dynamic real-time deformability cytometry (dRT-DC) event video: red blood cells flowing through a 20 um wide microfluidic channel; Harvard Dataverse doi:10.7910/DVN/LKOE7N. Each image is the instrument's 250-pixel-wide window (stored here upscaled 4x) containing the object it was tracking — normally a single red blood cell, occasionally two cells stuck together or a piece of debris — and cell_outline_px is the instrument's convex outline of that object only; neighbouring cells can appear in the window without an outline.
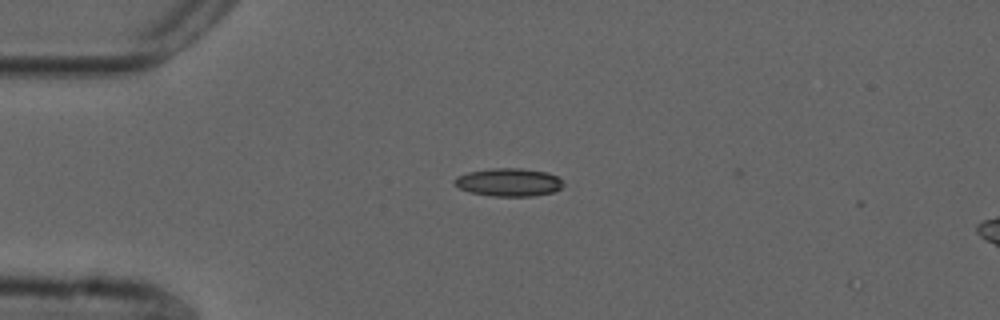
{"species": "common noctule bat (a hibernating species)", "species_latin": "Nyctalus noctula", "temperature_condition": "cold", "stored_images_in_passage": 43, "camera_frame_rate_fps": 3000, "um_per_image_px": 0.085, "animal": {"sex": "male", "forearm_length_mm": 52.5}, "frame": {"image": 1, "passage_image": 2, "time_ms": 0.333, "image_size_px": [1000, 320], "cell_outline_px": [[564, 184], [556, 192], [532, 196], [492, 196], [468, 192], [452, 184], [452, 180], [456, 176], [468, 172], [488, 168], [520, 168], [544, 172], [556, 176], [564, 180]], "centroid_in_image_um": [43.21, 15.49], "position_along_channel_um": 41.8, "area_um2": 18.03}}
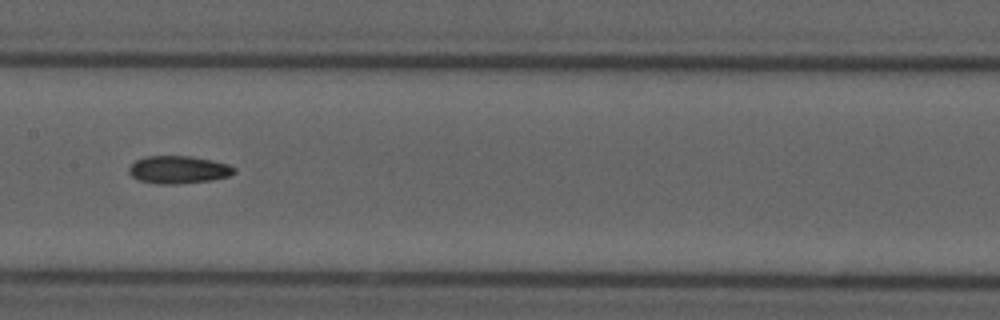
{"frame": {"image": 2, "passage_image": 16, "time_ms": 5.0, "image_size_px": [1000, 320], "cell_outline_px": [[236, 172], [228, 176], [212, 180], [176, 184], [156, 184], [136, 180], [128, 172], [128, 168], [136, 160], [144, 156], [188, 156], [212, 160], [228, 164], [236, 168]], "centroid_in_image_um": [15.14, 14.43], "position_along_channel_um": 192.3, "area_um2": 17.11}}
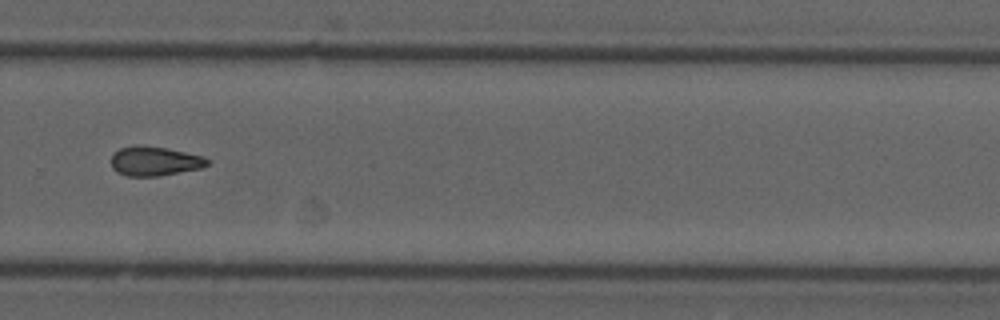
{"frame": {"image": 3, "passage_image": 26, "time_ms": 8.333, "image_size_px": [1000, 320], "cell_outline_px": [[208, 164], [200, 168], [160, 176], [128, 176], [116, 172], [112, 168], [112, 156], [120, 148], [136, 144], [168, 148], [204, 156], [208, 160]], "centroid_in_image_um": [13.13, 13.69], "position_along_channel_um": 316.7, "area_um2": 16.47}}